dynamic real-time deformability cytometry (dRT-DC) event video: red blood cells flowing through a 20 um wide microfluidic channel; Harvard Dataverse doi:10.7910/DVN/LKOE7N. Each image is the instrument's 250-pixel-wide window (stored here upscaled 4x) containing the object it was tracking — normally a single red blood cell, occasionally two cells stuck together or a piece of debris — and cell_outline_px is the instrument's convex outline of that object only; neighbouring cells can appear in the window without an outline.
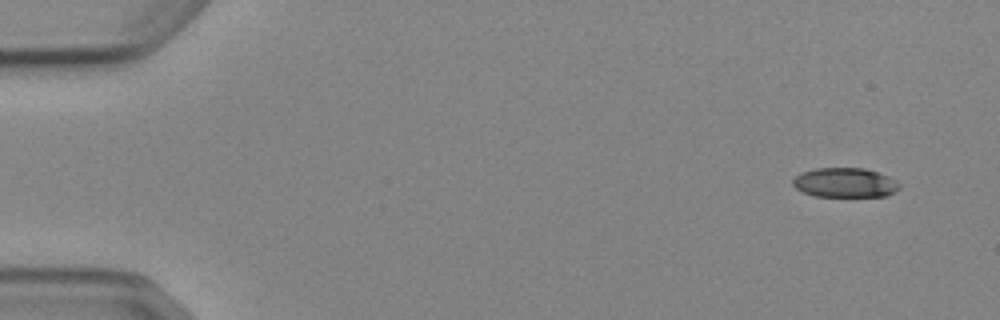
{"species": "Egyptian fruit bat (a non-hibernating species)", "species_latin": "Rousettus aegyptiacus", "temperature_condition": "cold", "stored_images_in_passage": 4, "camera_frame_rate_fps": 3000, "um_per_image_px": 0.085, "animal": {"sex": "female"}, "frame": {"image": 1, "passage_image": 1, "time_ms": 0.0, "image_size_px": [1000, 320], "cell_outline_px": [[900, 188], [896, 192], [888, 196], [816, 196], [800, 192], [792, 184], [792, 180], [800, 172], [816, 168], [864, 168], [888, 176], [900, 184]], "centroid_in_image_um": [71.8, 15.53], "position_along_channel_um": 13.2, "area_um2": 18.44}}
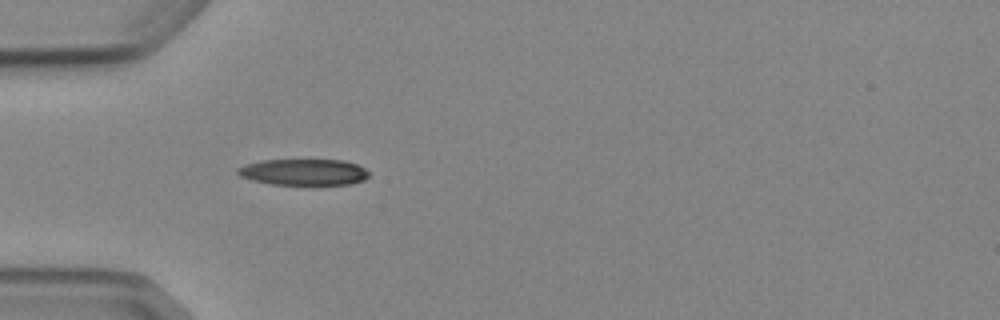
{"frame": {"image": 2, "passage_image": 4, "time_ms": 4.333, "image_size_px": [1000, 320], "cell_outline_px": [[368, 176], [364, 180], [348, 184], [312, 188], [272, 184], [252, 180], [240, 176], [236, 172], [236, 168], [244, 164], [264, 160], [344, 160], [356, 164], [364, 168], [368, 172]], "centroid_in_image_um": [25.81, 14.68], "position_along_channel_um": 59.2, "area_um2": 21.04}}